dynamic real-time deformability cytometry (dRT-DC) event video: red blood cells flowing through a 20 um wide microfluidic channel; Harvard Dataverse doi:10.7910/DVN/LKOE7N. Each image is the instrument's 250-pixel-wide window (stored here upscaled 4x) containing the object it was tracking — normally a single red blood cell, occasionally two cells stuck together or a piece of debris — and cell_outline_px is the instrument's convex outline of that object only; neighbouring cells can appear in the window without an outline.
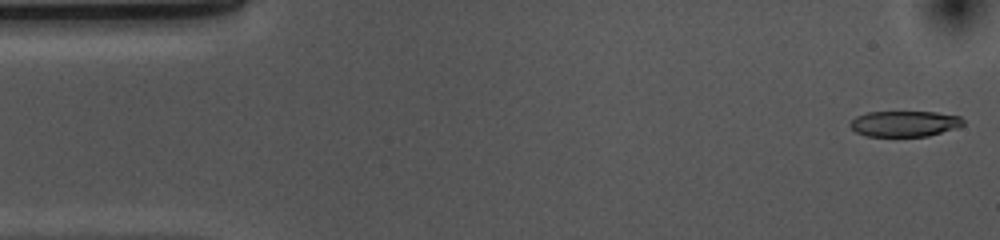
{"species": "common noctule bat (a hibernating species)", "species_latin": "Nyctalus noctula", "temperature_condition": "cold", "stored_images_in_passage": 53, "camera_frame_rate_fps": 3000, "um_per_image_px": 0.085, "animal": {"sex": "female", "body_mass_g": 10.0, "forearm_length_mm": 53.1}, "frame": {"image": 1, "passage_image": 1, "time_ms": 0.0, "image_size_px": [1000, 240], "cell_outline_px": [[964, 124], [956, 128], [928, 136], [864, 136], [856, 132], [848, 124], [856, 116], [868, 112], [936, 112], [960, 116], [964, 120]], "centroid_in_image_um": [76.88, 10.51], "position_along_channel_um": 8.1, "area_um2": 16.99}}
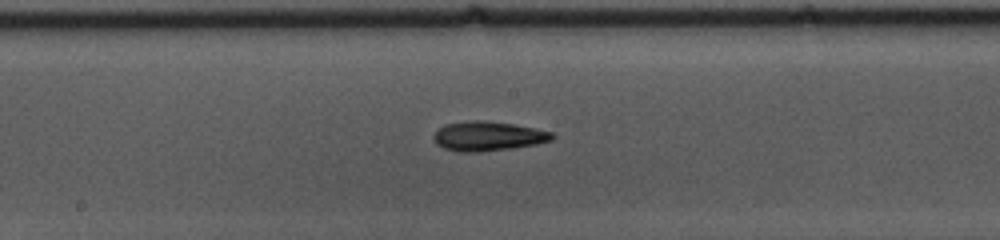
{"frame": {"image": 2, "passage_image": 26, "time_ms": 8.333, "image_size_px": [1000, 240], "cell_outline_px": [[556, 136], [552, 140], [536, 144], [512, 148], [480, 152], [460, 152], [444, 148], [436, 144], [432, 136], [444, 124], [476, 120], [480, 120], [512, 124], [536, 128], [552, 132]], "centroid_in_image_um": [41.49, 11.58], "position_along_channel_um": 206.7, "area_um2": 20.29}}
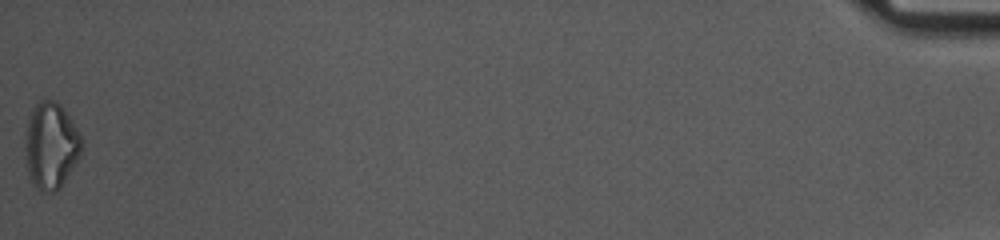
{"frame": {"image": 3, "passage_image": 53, "time_ms": 17.333, "image_size_px": [1000, 240], "cell_outline_px": [[80, 156], [60, 188], [56, 192], [40, 192], [32, 184], [28, 176], [24, 144], [28, 116], [32, 108], [40, 100], [56, 100], [60, 104], [72, 120], [80, 136]], "centroid_in_image_um": [4.29, 12.39], "position_along_channel_um": 430.9, "area_um2": 28.61}, "authors_computed_cell_mechanics": {"area_um2": 19.4786, "velocity_mm_per_s": 3.6595, "shape_relaxation_time_tau1_ms": 4.153, "shape_relaxation_time_tau2_ms": 7.0331, "deformation_change_tau1": 0.1257, "deformation_change_tau2": 0.1827}}